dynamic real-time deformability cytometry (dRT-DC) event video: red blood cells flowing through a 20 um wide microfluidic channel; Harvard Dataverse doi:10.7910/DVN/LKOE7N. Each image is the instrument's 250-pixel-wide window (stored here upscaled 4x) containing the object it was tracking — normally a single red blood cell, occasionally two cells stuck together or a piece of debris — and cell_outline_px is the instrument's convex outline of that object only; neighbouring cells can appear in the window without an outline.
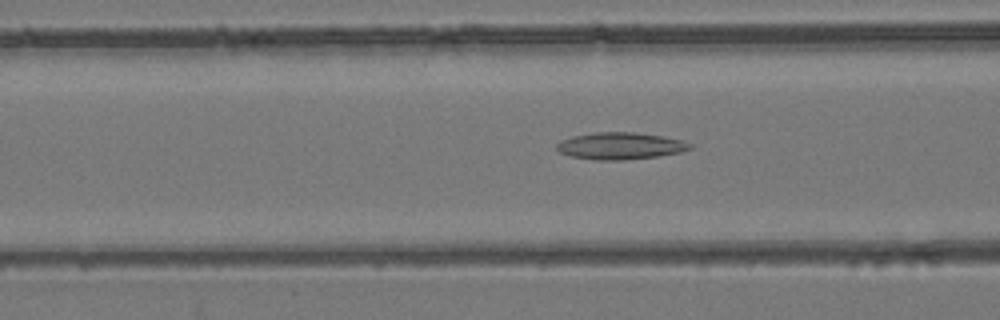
{"species": "common noctule bat (a hibernating species)", "species_latin": "Nyctalus noctula", "temperature_condition": "room temperature", "stored_images_in_passage": 53, "camera_frame_rate_fps": 3000, "um_per_image_px": 0.085, "animal": {"sex": "female", "body_mass_g": 24.6, "forearm_length_mm": 56.2}, "frame": {"image": 1, "passage_image": 21, "time_ms": 6.667, "image_size_px": [1000, 320], "cell_outline_px": [[692, 148], [680, 152], [660, 156], [624, 160], [596, 160], [572, 156], [560, 152], [556, 148], [556, 144], [560, 140], [572, 136], [596, 132], [632, 132], [664, 136], [680, 140], [692, 144]], "centroid_in_image_um": [52.72, 12.4], "position_along_channel_um": 113.9, "area_um2": 20.92}}
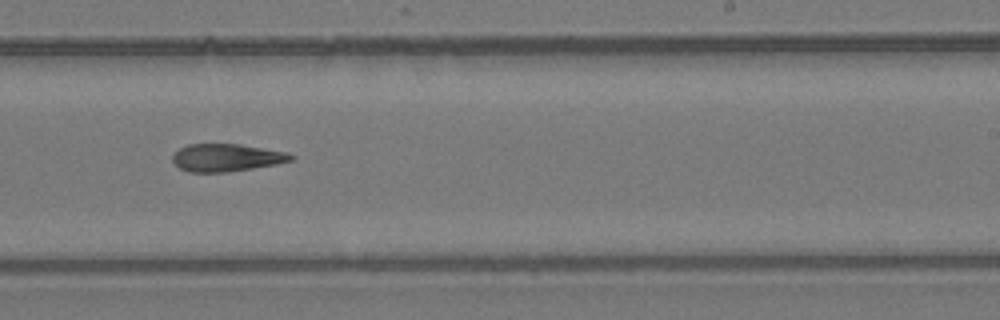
{"frame": {"image": 2, "passage_image": 33, "time_ms": 10.667, "image_size_px": [1000, 320], "cell_outline_px": [[296, 156], [292, 160], [276, 164], [228, 172], [188, 172], [180, 168], [172, 160], [172, 156], [180, 148], [188, 144], [240, 144], [288, 152]], "centroid_in_image_um": [19.27, 13.39], "position_along_channel_um": 269.7, "area_um2": 19.02}}
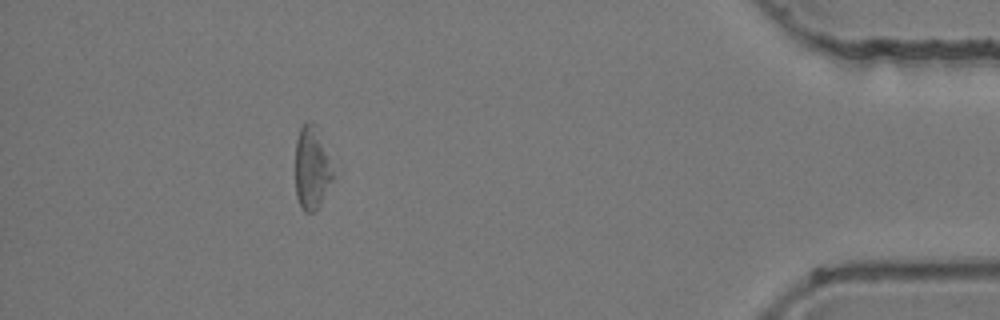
{"frame": {"image": 3, "passage_image": 48, "time_ms": 15.667, "image_size_px": [1000, 320], "cell_outline_px": [[332, 180], [320, 204], [312, 212], [304, 212], [300, 208], [296, 196], [296, 140], [300, 128], [308, 120], [312, 120], [316, 124], [332, 172]], "centroid_in_image_um": [26.46, 14.28], "position_along_channel_um": 408.7, "area_um2": 17.69}, "authors_computed_cell_mechanics": {"area_um2": 20.519, "velocity_mm_per_s": 3.9014, "shape_relaxation_time_tau1_ms": null, "shape_relaxation_time_tau2_ms": 6.9427, "deformation_change_tau1": null, "deformation_change_tau2": 0.1934}}